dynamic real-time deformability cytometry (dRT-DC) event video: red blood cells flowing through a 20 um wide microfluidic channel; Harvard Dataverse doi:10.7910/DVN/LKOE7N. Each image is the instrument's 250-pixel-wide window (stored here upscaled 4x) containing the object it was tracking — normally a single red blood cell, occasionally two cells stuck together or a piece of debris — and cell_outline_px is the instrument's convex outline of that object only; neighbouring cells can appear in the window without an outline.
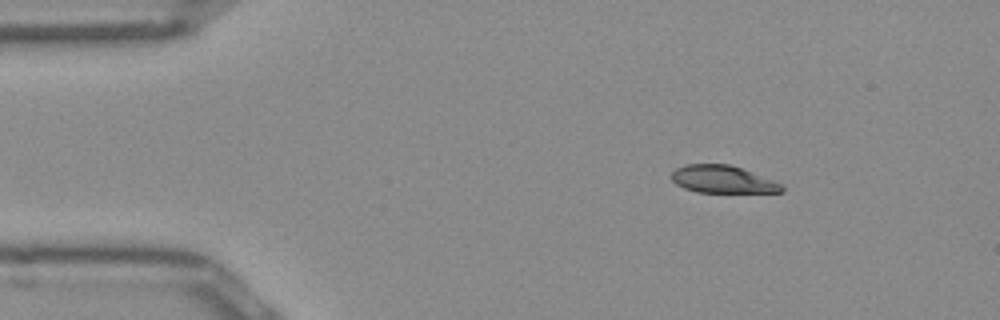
{"species": "Egyptian fruit bat (a non-hibernating species)", "species_latin": "Rousettus aegyptiacus", "temperature_condition": "room temperature", "stored_images_in_passage": 45, "camera_frame_rate_fps": 3000, "um_per_image_px": 0.085, "frame": {"image": 1, "passage_image": 1, "time_ms": 0.0, "image_size_px": [1000, 320], "cell_outline_px": [[784, 192], [696, 192], [684, 188], [676, 184], [672, 180], [672, 172], [676, 168], [684, 164], [728, 164], [744, 168], [776, 180], [784, 188]], "centroid_in_image_um": [61.45, 15.23], "position_along_channel_um": 23.5, "area_um2": 17.86}}
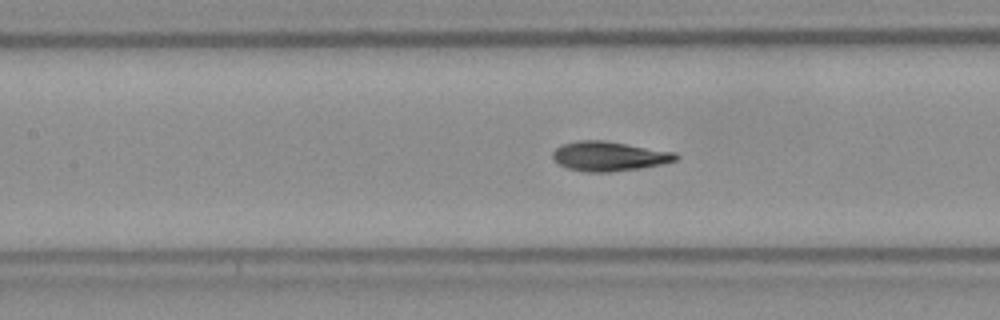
{"frame": {"image": 2, "passage_image": 16, "time_ms": 5.0, "image_size_px": [1000, 320], "cell_outline_px": [[680, 156], [676, 160], [660, 164], [640, 168], [608, 172], [584, 172], [568, 168], [560, 164], [552, 156], [552, 152], [560, 144], [576, 140], [604, 140], [676, 152]], "centroid_in_image_um": [51.76, 13.26], "position_along_channel_um": 155.6, "area_um2": 21.21}}
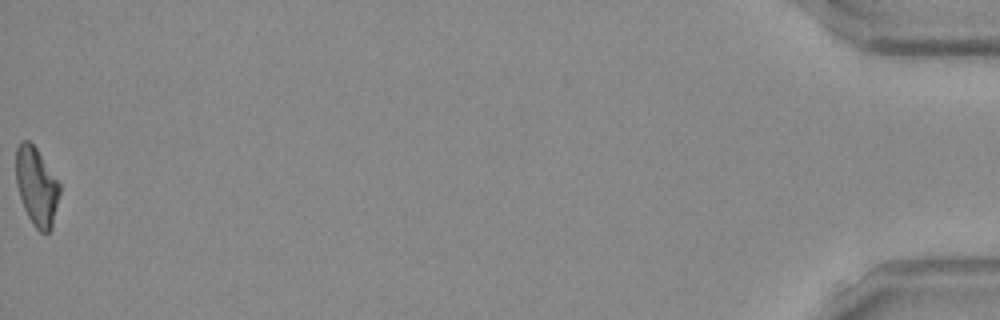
{"frame": {"image": 3, "passage_image": 45, "time_ms": 14.667, "image_size_px": [1000, 320], "cell_outline_px": [[60, 192], [52, 228], [48, 232], [40, 232], [32, 224], [24, 208], [16, 184], [16, 148], [20, 140], [28, 140], [36, 148], [60, 184]], "centroid_in_image_um": [3.1, 15.85], "position_along_channel_um": 432.1, "area_um2": 19.83}, "authors_computed_cell_mechanics": {"area_um2": 20.6346, "velocity_mm_per_s": 3.9646, "shape_relaxation_time_tau1_ms": 5.5255, "shape_relaxation_time_tau2_ms": 1.3737, "deformation_change_tau1": 0.1669, "deformation_change_tau2": 0.0742}}